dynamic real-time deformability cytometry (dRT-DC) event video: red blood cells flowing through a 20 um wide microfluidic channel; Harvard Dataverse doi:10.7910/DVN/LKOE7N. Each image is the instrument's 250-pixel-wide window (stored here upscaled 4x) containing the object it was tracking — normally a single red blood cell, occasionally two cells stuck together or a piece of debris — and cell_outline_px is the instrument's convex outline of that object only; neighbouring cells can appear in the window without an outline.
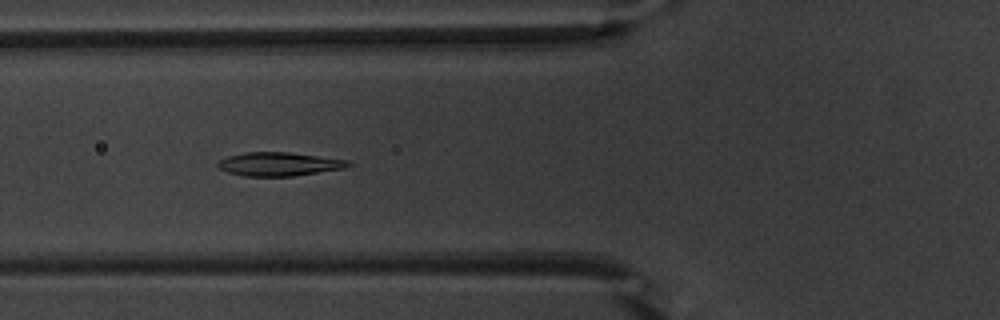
{"species": "common noctule bat (a hibernating species)", "species_latin": "Nyctalus noctula", "temperature_condition": "warm", "stored_images_in_passage": 54, "camera_frame_rate_fps": 3000, "um_per_image_px": 0.085, "animal": {"sex": "male", "body_mass_g": 20.1, "forearm_length_mm": 53.5}, "frame": {"image": 1, "passage_image": 21, "time_ms": 6.667, "image_size_px": [1000, 320], "cell_outline_px": [[352, 164], [344, 168], [292, 176], [244, 176], [228, 172], [220, 168], [216, 164], [220, 160], [228, 156], [244, 152], [288, 152], [348, 160]], "centroid_in_image_um": [23.69, 13.94], "position_along_channel_um": 102.1, "area_um2": 17.74}}
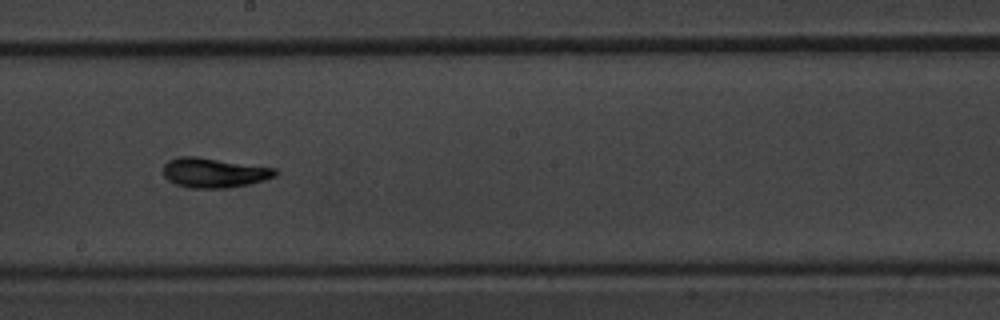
{"frame": {"image": 2, "passage_image": 31, "time_ms": 10.0, "image_size_px": [1000, 320], "cell_outline_px": [[280, 172], [276, 176], [264, 180], [248, 184], [228, 188], [192, 188], [176, 184], [168, 180], [164, 176], [164, 164], [168, 160], [180, 156], [196, 156], [276, 168]], "centroid_in_image_um": [18.21, 14.68], "position_along_channel_um": 230.0, "area_um2": 19.48}}
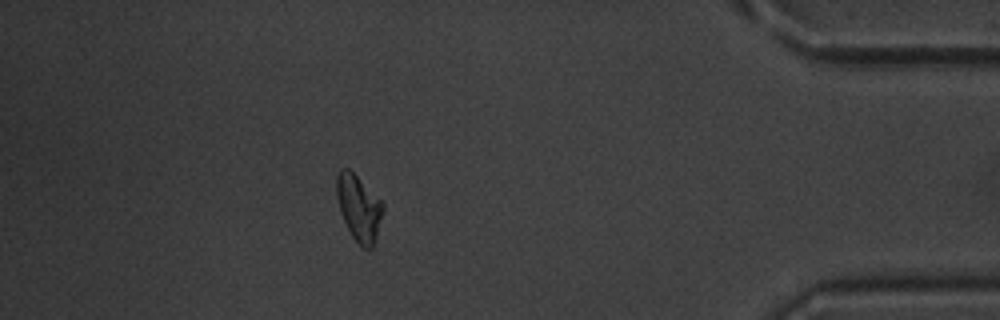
{"frame": {"image": 3, "passage_image": 48, "time_ms": 15.667, "image_size_px": [1000, 320], "cell_outline_px": [[384, 208], [372, 248], [364, 248], [352, 236], [340, 212], [336, 196], [336, 176], [340, 168], [348, 168], [384, 204]], "centroid_in_image_um": [30.47, 17.64], "position_along_channel_um": 404.7, "area_um2": 17.34}, "authors_computed_cell_mechanics": {"area_um2": 17.918, "velocity_mm_per_s": 3.8282, "shape_relaxation_time_tau1_ms": 3.7085, "shape_relaxation_time_tau2_ms": 2.4609, "deformation_change_tau1": 0.1536, "deformation_change_tau2": 0.0771}}